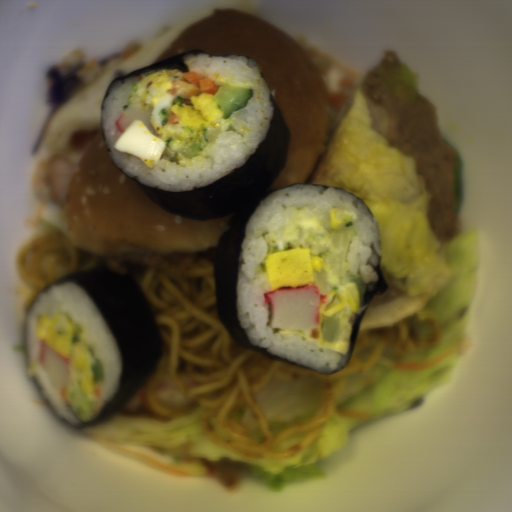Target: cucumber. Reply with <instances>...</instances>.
Instances as JSON below:
<instances>
[{
    "label": "cucumber",
    "mask_w": 512,
    "mask_h": 512,
    "mask_svg": "<svg viewBox=\"0 0 512 512\" xmlns=\"http://www.w3.org/2000/svg\"><path fill=\"white\" fill-rule=\"evenodd\" d=\"M341 332V319L332 317H323L322 338L326 342H334L338 339Z\"/></svg>",
    "instance_id": "cucumber-5"
},
{
    "label": "cucumber",
    "mask_w": 512,
    "mask_h": 512,
    "mask_svg": "<svg viewBox=\"0 0 512 512\" xmlns=\"http://www.w3.org/2000/svg\"><path fill=\"white\" fill-rule=\"evenodd\" d=\"M65 394L69 409L81 422H87L98 415L95 398L85 394L78 384L66 382Z\"/></svg>",
    "instance_id": "cucumber-1"
},
{
    "label": "cucumber",
    "mask_w": 512,
    "mask_h": 512,
    "mask_svg": "<svg viewBox=\"0 0 512 512\" xmlns=\"http://www.w3.org/2000/svg\"><path fill=\"white\" fill-rule=\"evenodd\" d=\"M74 325H75V328L71 334V342H74V343L75 342H83L86 344V346L90 352V356H91V370H92L93 384H94V383L104 379V377H105L104 368L95 353V349H94L93 345L84 340L82 327L78 323L74 324Z\"/></svg>",
    "instance_id": "cucumber-3"
},
{
    "label": "cucumber",
    "mask_w": 512,
    "mask_h": 512,
    "mask_svg": "<svg viewBox=\"0 0 512 512\" xmlns=\"http://www.w3.org/2000/svg\"><path fill=\"white\" fill-rule=\"evenodd\" d=\"M218 87L220 88L214 94V100L223 112L222 119L230 118L233 111L245 108L249 99L253 98V88Z\"/></svg>",
    "instance_id": "cucumber-2"
},
{
    "label": "cucumber",
    "mask_w": 512,
    "mask_h": 512,
    "mask_svg": "<svg viewBox=\"0 0 512 512\" xmlns=\"http://www.w3.org/2000/svg\"><path fill=\"white\" fill-rule=\"evenodd\" d=\"M209 139L207 137V129L195 139L186 143L179 151L187 159L197 158L208 146Z\"/></svg>",
    "instance_id": "cucumber-4"
},
{
    "label": "cucumber",
    "mask_w": 512,
    "mask_h": 512,
    "mask_svg": "<svg viewBox=\"0 0 512 512\" xmlns=\"http://www.w3.org/2000/svg\"><path fill=\"white\" fill-rule=\"evenodd\" d=\"M349 283H355L359 292L360 307L364 306L367 286L360 273H350Z\"/></svg>",
    "instance_id": "cucumber-6"
}]
</instances>
